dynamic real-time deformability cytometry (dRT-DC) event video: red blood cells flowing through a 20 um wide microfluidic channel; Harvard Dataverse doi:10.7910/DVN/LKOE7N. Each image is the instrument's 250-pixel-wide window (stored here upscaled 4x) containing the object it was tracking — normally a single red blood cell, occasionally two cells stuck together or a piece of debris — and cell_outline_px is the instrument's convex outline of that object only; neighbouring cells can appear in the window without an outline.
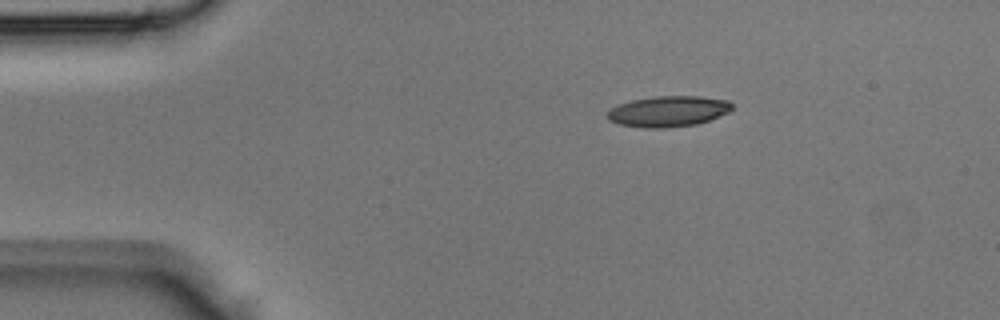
{"species": "Egyptian fruit bat (a non-hibernating species)", "species_latin": "Rousettus aegyptiacus", "temperature_condition": "room temperature", "stored_images_in_passage": 37, "camera_frame_rate_fps": 3000, "um_per_image_px": 0.085, "animal": {"sex": "male"}, "frame": {"image": 1, "passage_image": 1, "time_ms": 0.0, "image_size_px": [1000, 320], "cell_outline_px": [[732, 108], [728, 112], [708, 120], [696, 124], [664, 128], [644, 128], [620, 124], [608, 120], [608, 112], [612, 108], [620, 104], [632, 100], [656, 96], [700, 96], [728, 100], [732, 104]], "centroid_in_image_um": [56.81, 9.46], "position_along_channel_um": 28.2, "area_um2": 22.14}}
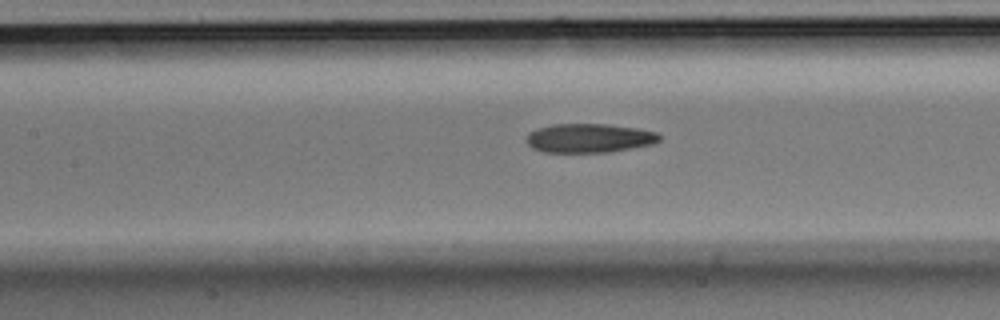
{"frame": {"image": 2, "passage_image": 13, "time_ms": 4.0, "image_size_px": [1000, 320], "cell_outline_px": [[660, 140], [652, 144], [632, 148], [608, 152], [544, 152], [532, 148], [528, 144], [528, 132], [552, 124], [604, 124], [636, 128], [656, 132], [660, 136]], "centroid_in_image_um": [50.08, 11.74], "position_along_channel_um": 157.3, "area_um2": 22.25}}
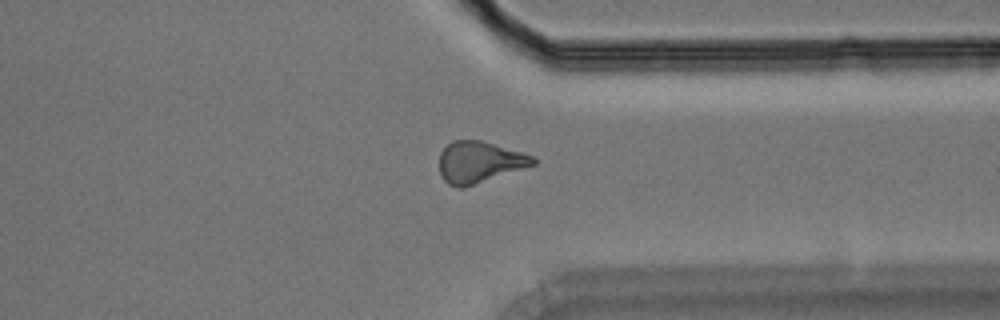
{"frame": {"image": 3, "passage_image": 27, "time_ms": 8.667, "image_size_px": [1000, 320], "cell_outline_px": [[536, 164], [464, 188], [456, 188], [448, 184], [440, 176], [440, 152], [452, 140], [480, 140], [536, 156]], "centroid_in_image_um": [40.74, 13.79], "position_along_channel_um": 370.7, "area_um2": 22.72}}